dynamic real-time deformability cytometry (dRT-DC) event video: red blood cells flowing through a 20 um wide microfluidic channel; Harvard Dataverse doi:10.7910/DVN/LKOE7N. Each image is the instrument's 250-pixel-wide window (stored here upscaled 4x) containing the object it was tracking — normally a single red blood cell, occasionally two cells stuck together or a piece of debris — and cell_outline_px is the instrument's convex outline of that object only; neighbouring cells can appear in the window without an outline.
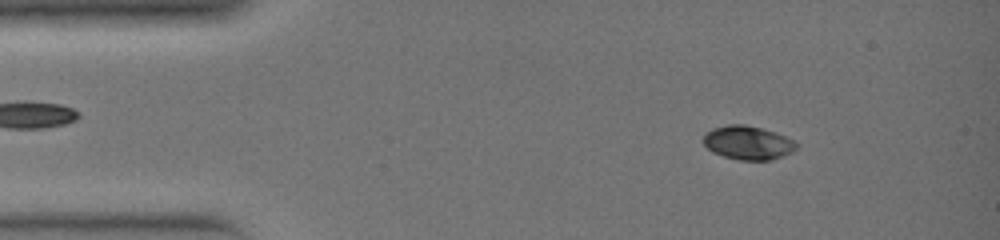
{"species": "common noctule bat (a hibernating species)", "species_latin": "Nyctalus noctula", "temperature_condition": "warm", "stored_images_in_passage": 34, "camera_frame_rate_fps": 3000, "um_per_image_px": 0.085, "animal": {"sex": "female", "body_mass_g": 19.0, "forearm_length_mm": 51.5}, "frame": {"image": 1, "passage_image": 4, "time_ms": 1.0, "image_size_px": [1000, 240], "cell_outline_px": [[800, 144], [792, 152], [768, 160], [740, 160], [724, 156], [712, 152], [704, 144], [704, 132], [712, 128], [728, 124], [744, 124], [776, 132]], "centroid_in_image_um": [63.55, 12.12], "position_along_channel_um": 21.5, "area_um2": 18.21}}
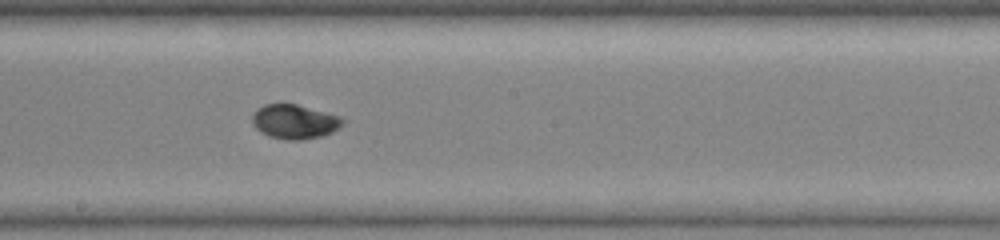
{"frame": {"image": 2, "passage_image": 19, "time_ms": 6.0, "image_size_px": [1000, 240], "cell_outline_px": [[344, 124], [332, 132], [320, 136], [300, 140], [288, 140], [268, 136], [260, 132], [252, 124], [252, 112], [256, 108], [264, 104], [296, 104], [340, 116], [344, 120]], "centroid_in_image_um": [25.0, 10.34], "position_along_channel_um": 223.2, "area_um2": 18.15}}
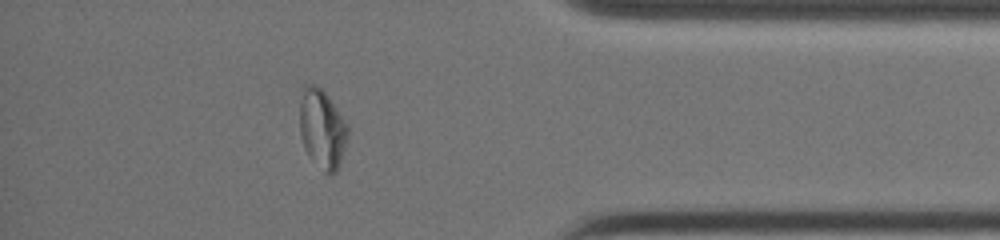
{"frame": {"image": 3, "passage_image": 30, "time_ms": 9.667, "image_size_px": [1000, 240], "cell_outline_px": [[348, 132], [340, 164], [336, 172], [324, 172], [308, 156], [300, 136], [300, 88], [304, 84], [316, 84], [328, 96], [348, 124]], "centroid_in_image_um": [27.36, 10.91], "position_along_channel_um": 407.8, "area_um2": 22.25}}